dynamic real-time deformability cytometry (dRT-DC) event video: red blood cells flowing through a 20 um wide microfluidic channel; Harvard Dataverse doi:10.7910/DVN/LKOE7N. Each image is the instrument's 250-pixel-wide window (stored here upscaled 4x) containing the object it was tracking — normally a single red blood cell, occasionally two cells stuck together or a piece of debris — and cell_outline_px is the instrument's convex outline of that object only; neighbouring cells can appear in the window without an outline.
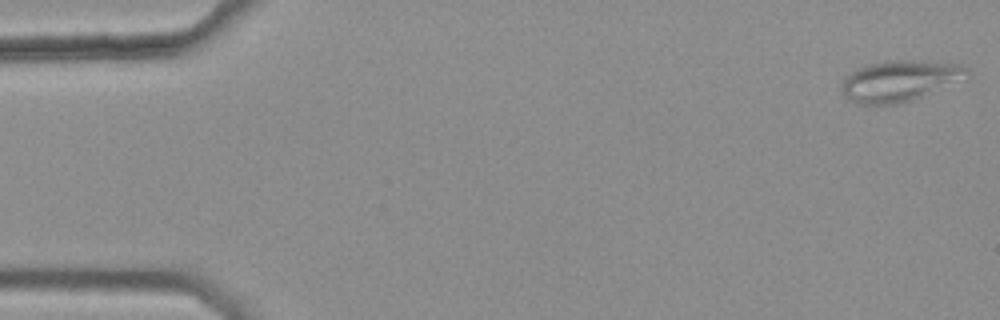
{"species": "common noctule bat (a hibernating species)", "species_latin": "Nyctalus noctula", "temperature_condition": "warm", "stored_images_in_passage": 11, "camera_frame_rate_fps": 3000, "um_per_image_px": 0.085, "animal": {"sex": "female", "body_mass_g": 25.1}, "frame": {"image": 1, "passage_image": 1, "time_ms": 0.0, "image_size_px": [1000, 320], "cell_outline_px": [[972, 72], [912, 100], [896, 104], [856, 104], [848, 100], [840, 92], [840, 84], [844, 76], [856, 68], [868, 64], [888, 60], [924, 60], [960, 64], [968, 68]], "centroid_in_image_um": [76.33, 6.85], "position_along_channel_um": 8.7, "area_um2": 29.77}}